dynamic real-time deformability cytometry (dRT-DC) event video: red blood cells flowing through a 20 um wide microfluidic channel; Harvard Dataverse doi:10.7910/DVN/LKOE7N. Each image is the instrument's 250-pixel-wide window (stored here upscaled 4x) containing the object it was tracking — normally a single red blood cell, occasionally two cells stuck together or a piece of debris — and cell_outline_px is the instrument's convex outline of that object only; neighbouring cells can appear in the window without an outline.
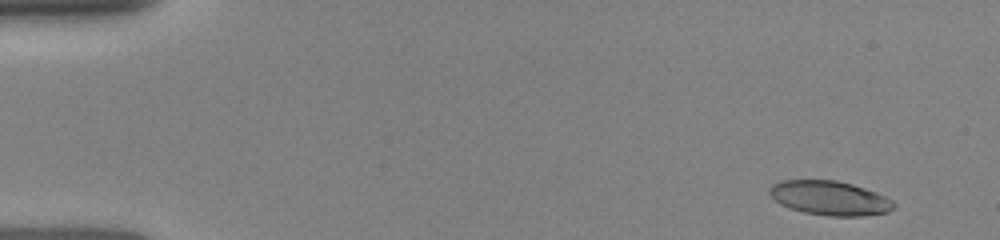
{"species": "human", "species_latin": "Homo sapiens", "temperature_condition": "room temperature", "stored_images_in_passage": 45, "camera_frame_rate_fps": 3000, "um_per_image_px": 0.085, "donor": {"sex": "female"}, "frame": {"image": 1, "passage_image": 3, "time_ms": 1.0, "image_size_px": [1000, 240], "cell_outline_px": [[896, 208], [888, 212], [864, 216], [828, 216], [804, 212], [788, 208], [780, 204], [768, 192], [768, 188], [772, 184], [780, 180], [836, 180], [852, 184], [876, 192], [892, 200], [896, 204]], "centroid_in_image_um": [70.53, 16.84], "position_along_channel_um": 14.5, "area_um2": 25.03}}
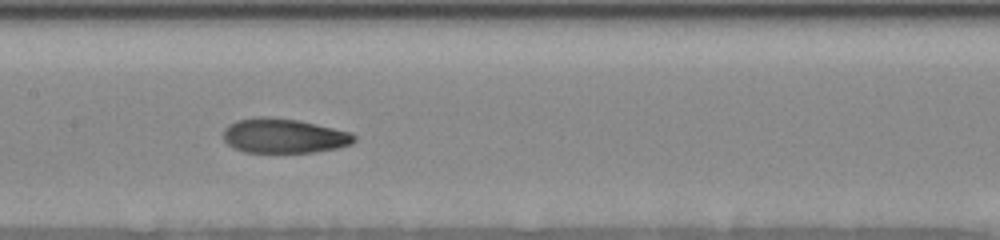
{"frame": {"image": 2, "passage_image": 20, "time_ms": 8.0, "image_size_px": [1000, 240], "cell_outline_px": [[356, 140], [352, 144], [336, 148], [312, 152], [244, 152], [232, 148], [224, 140], [224, 128], [228, 124], [236, 120], [256, 116], [268, 116], [296, 120], [316, 124], [352, 132], [356, 136]], "centroid_in_image_um": [24.11, 11.54], "position_along_channel_um": 183.3, "area_um2": 26.53}}
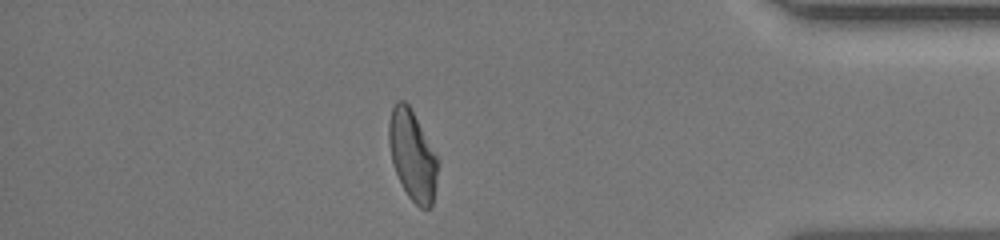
{"frame": {"image": 3, "passage_image": 38, "time_ms": 14.0, "image_size_px": [1000, 240], "cell_outline_px": [[440, 160], [432, 208], [420, 208], [408, 196], [392, 164], [388, 144], [388, 124], [392, 108], [396, 100], [404, 100], [408, 104]], "centroid_in_image_um": [35.07, 13.21], "position_along_channel_um": 400.1, "area_um2": 25.84}}